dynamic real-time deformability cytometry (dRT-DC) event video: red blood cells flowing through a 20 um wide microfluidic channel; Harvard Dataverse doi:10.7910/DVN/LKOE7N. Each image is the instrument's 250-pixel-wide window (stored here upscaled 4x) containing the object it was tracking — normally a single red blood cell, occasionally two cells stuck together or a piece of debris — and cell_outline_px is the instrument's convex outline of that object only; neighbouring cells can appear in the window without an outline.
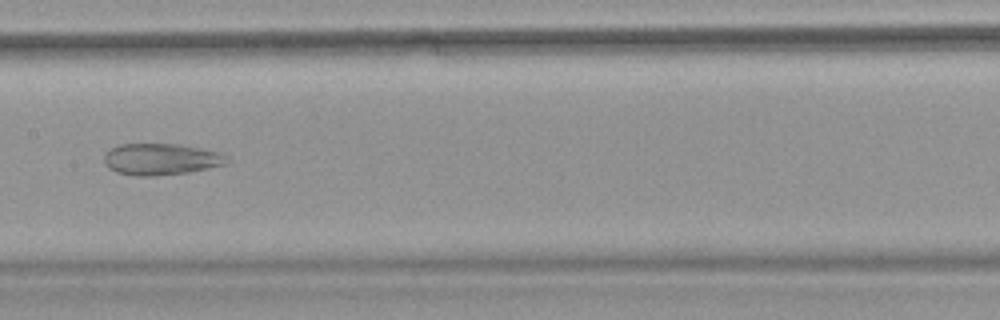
{"species": "common noctule bat (a hibernating species)", "species_latin": "Nyctalus noctula", "temperature_condition": "warm", "stored_images_in_passage": 6, "camera_frame_rate_fps": 3000, "um_per_image_px": 0.085, "animal": {"sex": "female", "body_mass_g": 18.4}, "frame": {"image": 1, "passage_image": 5, "time_ms": 1.333, "image_size_px": [1000, 320], "cell_outline_px": [[232, 160], [224, 164], [208, 168], [188, 172], [156, 176], [136, 176], [116, 172], [108, 168], [104, 164], [104, 152], [120, 144], [180, 144], [220, 152], [228, 156]], "centroid_in_image_um": [13.68, 13.53], "position_along_channel_um": 193.7, "area_um2": 22.77}}